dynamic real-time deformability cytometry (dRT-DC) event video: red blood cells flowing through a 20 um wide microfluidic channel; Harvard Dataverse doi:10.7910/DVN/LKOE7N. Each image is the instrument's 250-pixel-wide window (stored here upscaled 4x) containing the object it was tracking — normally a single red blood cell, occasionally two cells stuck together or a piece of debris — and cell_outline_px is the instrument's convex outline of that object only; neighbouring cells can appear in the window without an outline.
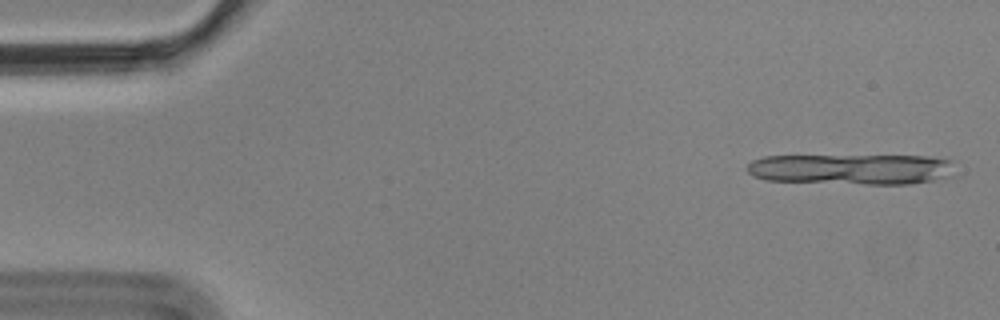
{"species": "Egyptian fruit bat (a non-hibernating species)", "species_latin": "Rousettus aegyptiacus", "temperature_condition": "cold", "stored_images_in_passage": 5, "camera_frame_rate_fps": 3000, "um_per_image_px": 0.085, "animal": {"sex": "male"}, "frame": {"image": 1, "passage_image": 1, "time_ms": 0.0, "image_size_px": [1000, 320], "cell_outline_px": [[956, 176], [908, 184], [864, 184], [764, 180], [752, 176], [748, 172], [748, 164], [752, 160], [764, 156], [932, 156], [952, 160]], "centroid_in_image_um": [72.44, 14.38], "position_along_channel_um": 12.6, "area_um2": 37.45}}
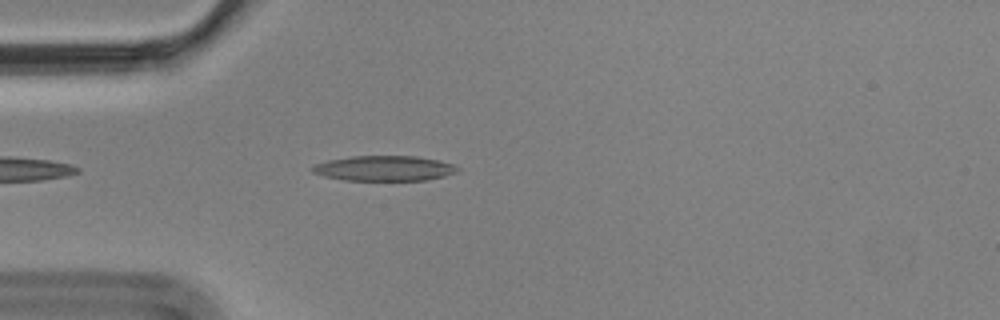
{"frame": {"image": 2, "passage_image": 5, "time_ms": 1.333, "image_size_px": [1000, 320], "cell_outline_px": [[460, 168], [456, 172], [444, 176], [424, 180], [344, 180], [324, 176], [312, 172], [308, 168], [316, 164], [328, 160], [352, 156], [416, 156], [456, 164]], "centroid_in_image_um": [32.65, 14.3], "position_along_channel_um": 52.4, "area_um2": 21.27}}